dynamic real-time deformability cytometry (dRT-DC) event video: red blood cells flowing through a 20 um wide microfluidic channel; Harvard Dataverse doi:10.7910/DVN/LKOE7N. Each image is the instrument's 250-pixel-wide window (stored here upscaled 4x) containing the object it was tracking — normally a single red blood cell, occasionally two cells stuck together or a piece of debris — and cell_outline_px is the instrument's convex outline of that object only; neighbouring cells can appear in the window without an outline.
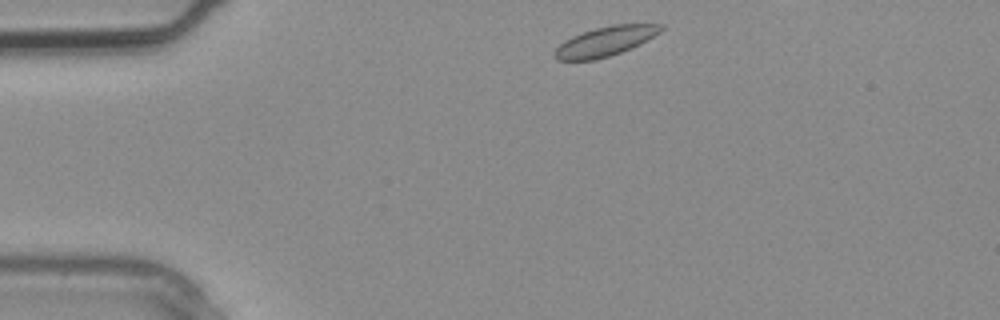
{"species": "common noctule bat (a hibernating species)", "species_latin": "Nyctalus noctula", "temperature_condition": "warm", "stored_images_in_passage": 3, "camera_frame_rate_fps": 3000, "um_per_image_px": 0.085, "animal": {"sex": "male", "body_mass_g": 20.4}, "frame": {"image": 1, "passage_image": 1, "time_ms": 0.0, "image_size_px": [1000, 320], "cell_outline_px": [[664, 28], [660, 32], [620, 52], [596, 60], [556, 60], [552, 56], [556, 48], [564, 40], [572, 36], [596, 28], [612, 24], [664, 24]], "centroid_in_image_um": [51.38, 3.51], "position_along_channel_um": 33.6, "area_um2": 17.92}}